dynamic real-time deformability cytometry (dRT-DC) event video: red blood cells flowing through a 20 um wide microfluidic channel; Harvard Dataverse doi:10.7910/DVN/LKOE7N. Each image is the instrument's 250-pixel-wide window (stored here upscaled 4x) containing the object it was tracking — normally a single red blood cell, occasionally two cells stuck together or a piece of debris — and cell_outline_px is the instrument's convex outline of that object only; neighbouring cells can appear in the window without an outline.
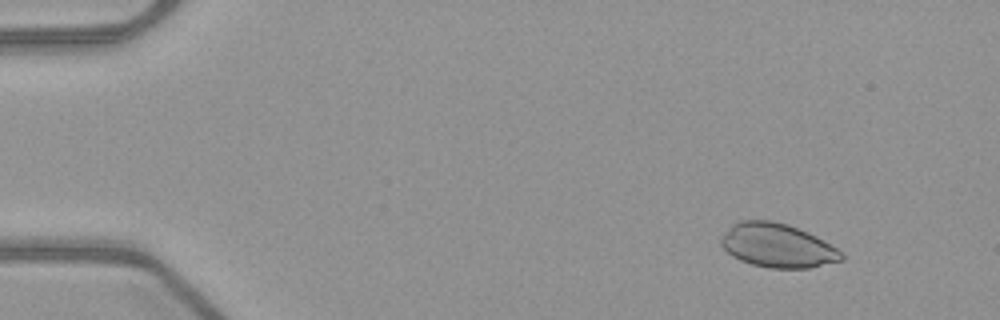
{"species": "common noctule bat (a hibernating species)", "species_latin": "Nyctalus noctula", "temperature_condition": "warm", "stored_images_in_passage": 47, "camera_frame_rate_fps": 3000, "um_per_image_px": 0.085, "animal": {"sex": "female", "body_mass_g": 21.9}, "frame": {"image": 1, "passage_image": 1, "time_ms": 0.0, "image_size_px": [1000, 320], "cell_outline_px": [[844, 260], [812, 268], [768, 268], [752, 264], [740, 260], [732, 256], [720, 244], [720, 236], [732, 224], [740, 220], [772, 220], [788, 224], [808, 232], [816, 236], [836, 248], [844, 256]], "centroid_in_image_um": [66.06, 20.87], "position_along_channel_um": 18.9, "area_um2": 30.98}}
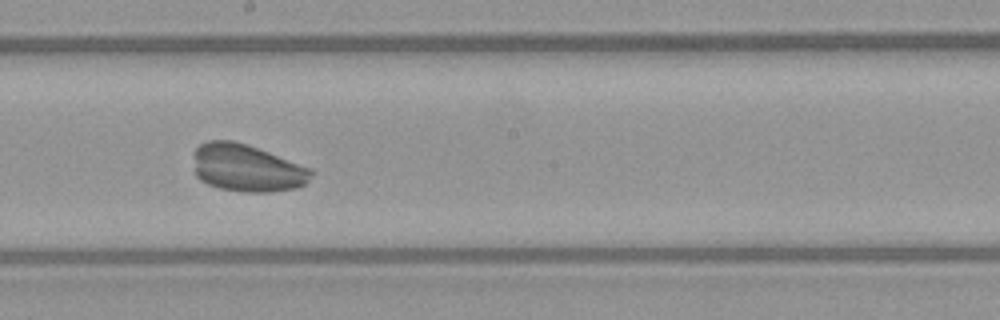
{"frame": {"image": 2, "passage_image": 25, "time_ms": 8.0, "image_size_px": [1000, 320], "cell_outline_px": [[316, 172], [304, 184], [296, 188], [268, 192], [244, 192], [220, 188], [208, 184], [200, 180], [196, 176], [196, 148], [200, 144], [208, 140], [232, 140], [268, 152], [312, 168]], "centroid_in_image_um": [21.03, 14.29], "position_along_channel_um": 227.2, "area_um2": 32.19}}
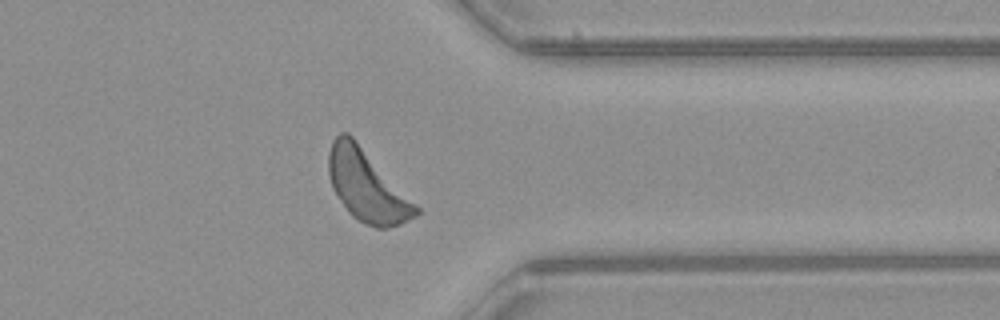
{"frame": {"image": 3, "passage_image": 37, "time_ms": 12.0, "image_size_px": [1000, 320], "cell_outline_px": [[420, 212], [416, 216], [400, 224], [384, 228], [376, 228], [364, 224], [356, 220], [348, 212], [332, 188], [328, 172], [328, 152], [332, 140], [340, 132], [348, 132], [352, 136], [420, 208]], "centroid_in_image_um": [31.16, 15.8], "position_along_channel_um": 380.2, "area_um2": 36.07}}